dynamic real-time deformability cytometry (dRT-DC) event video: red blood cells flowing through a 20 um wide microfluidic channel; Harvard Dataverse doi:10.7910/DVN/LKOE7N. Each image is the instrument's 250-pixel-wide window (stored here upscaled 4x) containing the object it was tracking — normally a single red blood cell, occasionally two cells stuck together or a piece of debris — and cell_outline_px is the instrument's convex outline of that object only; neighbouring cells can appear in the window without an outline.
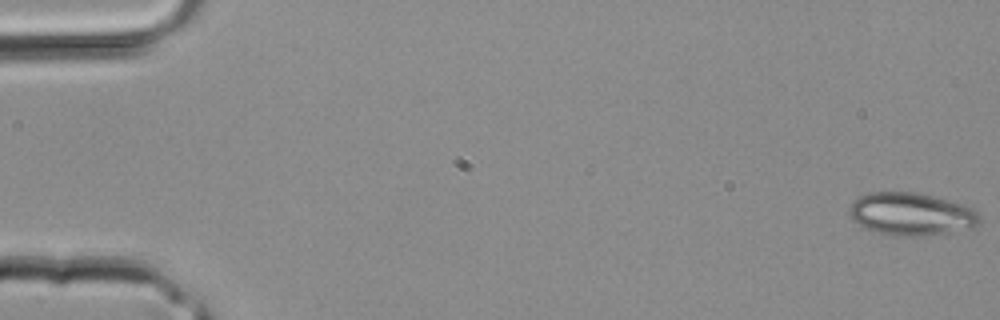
{"species": "common noctule bat (a hibernating species)", "species_latin": "Nyctalus noctula", "temperature_condition": "room temperature", "stored_images_in_passage": 5, "camera_frame_rate_fps": 3000, "um_per_image_px": 0.085, "animal": {"sex": "male", "body_mass_g": 20.4}, "frame": {"image": 1, "passage_image": 1, "time_ms": 0.0, "image_size_px": [1000, 320], "cell_outline_px": [[980, 220], [976, 224], [968, 228], [948, 232], [924, 236], [892, 236], [876, 232], [864, 228], [852, 220], [848, 212], [848, 208], [852, 200], [868, 192], [916, 192], [964, 204], [976, 208], [980, 212]], "centroid_in_image_um": [77.42, 18.19], "position_along_channel_um": 7.6, "area_um2": 32.77}}
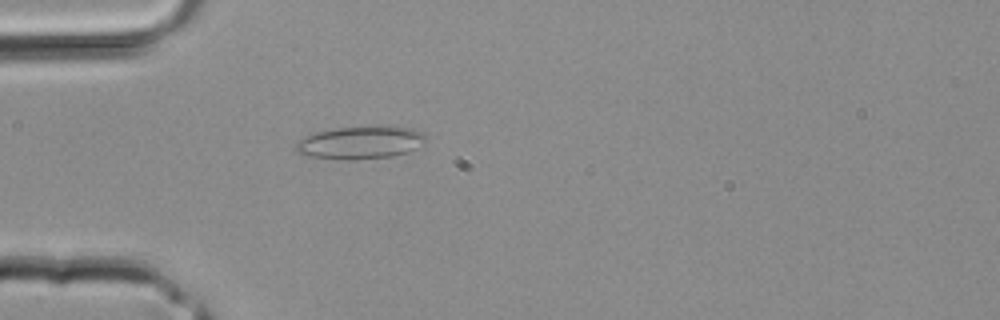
{"frame": {"image": 2, "passage_image": 5, "time_ms": 1.333, "image_size_px": [1000, 320], "cell_outline_px": [[428, 136], [416, 148], [408, 152], [392, 156], [352, 160], [344, 160], [312, 156], [296, 152], [296, 144], [304, 136], [316, 132], [336, 128], [396, 124], [412, 128], [424, 132]], "centroid_in_image_um": [30.71, 12.08], "position_along_channel_um": 54.3, "area_um2": 25.2}}